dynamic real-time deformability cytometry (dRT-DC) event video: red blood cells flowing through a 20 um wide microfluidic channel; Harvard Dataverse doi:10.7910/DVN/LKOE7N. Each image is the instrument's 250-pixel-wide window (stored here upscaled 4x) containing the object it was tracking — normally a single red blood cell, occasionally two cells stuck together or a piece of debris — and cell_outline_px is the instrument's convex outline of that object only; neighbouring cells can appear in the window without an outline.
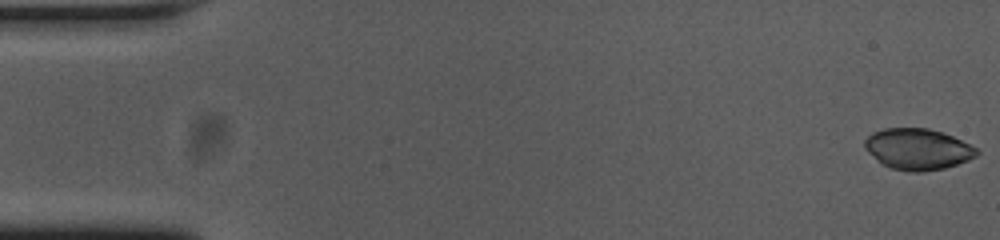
{"species": "common noctule bat (a hibernating species)", "species_latin": "Nyctalus noctula", "temperature_condition": "cold", "stored_images_in_passage": 54, "camera_frame_rate_fps": 3000, "um_per_image_px": 0.085, "animal": {"sex": "female", "body_mass_g": 23.0, "forearm_length_mm": 53.4}, "frame": {"image": 1, "passage_image": 1, "time_ms": 0.0, "image_size_px": [1000, 240], "cell_outline_px": [[980, 152], [976, 156], [968, 160], [944, 168], [924, 172], [908, 172], [892, 168], [880, 164], [864, 148], [864, 140], [872, 132], [884, 128], [928, 128], [944, 132], [976, 148]], "centroid_in_image_um": [77.97, 12.68], "position_along_channel_um": 7.0, "area_um2": 26.99}}
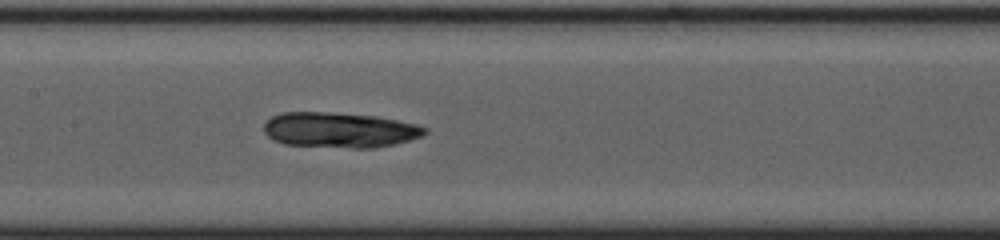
{"frame": {"image": 2, "passage_image": 26, "time_ms": 8.333, "image_size_px": [1000, 240], "cell_outline_px": [[428, 132], [420, 136], [408, 140], [392, 144], [372, 148], [352, 148], [284, 144], [268, 136], [264, 132], [264, 124], [272, 116], [280, 112], [332, 112], [376, 116], [416, 124], [428, 128]], "centroid_in_image_um": [28.85, 11.04], "position_along_channel_um": 178.5, "area_um2": 32.95}}
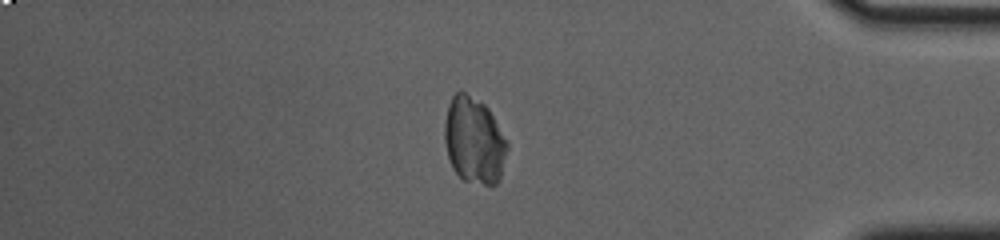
{"frame": {"image": 3, "passage_image": 46, "time_ms": 15.0, "image_size_px": [1000, 240], "cell_outline_px": [[508, 148], [500, 180], [496, 184], [484, 184], [464, 180], [452, 168], [448, 156], [444, 140], [444, 124], [448, 104], [452, 96], [460, 88], [484, 104], [488, 108], [508, 144]], "centroid_in_image_um": [40.28, 11.92], "position_along_channel_um": 394.9, "area_um2": 31.62}}